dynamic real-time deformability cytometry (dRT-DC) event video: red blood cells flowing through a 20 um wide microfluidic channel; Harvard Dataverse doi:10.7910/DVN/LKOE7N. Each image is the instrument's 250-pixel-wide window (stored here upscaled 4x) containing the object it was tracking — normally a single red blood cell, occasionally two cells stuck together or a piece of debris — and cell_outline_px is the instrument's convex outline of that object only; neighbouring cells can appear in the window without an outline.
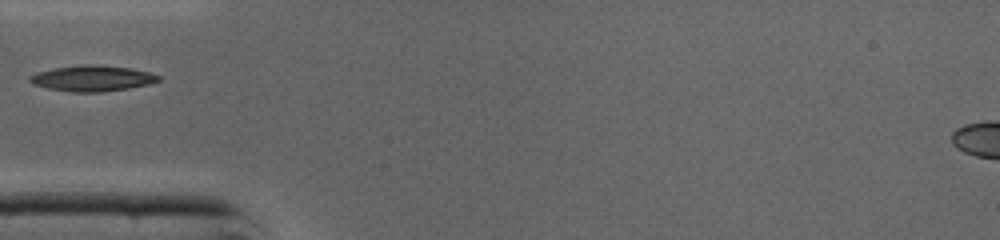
{"species": "common noctule bat (a hibernating species)", "species_latin": "Nyctalus noctula", "temperature_condition": "cold", "stored_images_in_passage": 31, "camera_frame_rate_fps": 3000, "um_per_image_px": 0.085, "animal": {"sex": "male", "body_mass_g": 19.0, "forearm_length_mm": 50.8}, "frame": {"image": 1, "passage_image": 1, "time_ms": 0.0, "image_size_px": [1000, 240], "cell_outline_px": [[160, 80], [152, 84], [104, 92], [68, 92], [48, 88], [32, 84], [28, 80], [28, 76], [36, 72], [56, 68], [80, 64], [88, 64], [132, 68], [148, 72], [160, 76]], "centroid_in_image_um": [7.83, 6.66], "position_along_channel_um": 77.2, "area_um2": 19.48}}